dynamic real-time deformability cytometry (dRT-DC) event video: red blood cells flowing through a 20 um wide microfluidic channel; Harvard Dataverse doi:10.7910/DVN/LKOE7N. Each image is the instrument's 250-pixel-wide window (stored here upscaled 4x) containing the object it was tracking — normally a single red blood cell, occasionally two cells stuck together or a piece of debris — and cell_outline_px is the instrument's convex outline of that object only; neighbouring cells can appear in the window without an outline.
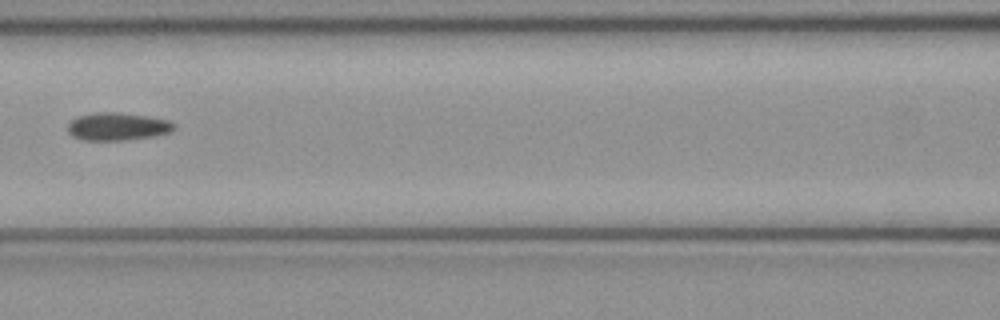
{"species": "common noctule bat (a hibernating species)", "species_latin": "Nyctalus noctula", "temperature_condition": "cold", "stored_images_in_passage": 3, "camera_frame_rate_fps": 3000, "um_per_image_px": 0.085, "animal": {"sex": "female", "body_mass_g": 21.9}, "frame": {"image": 1, "passage_image": 3, "time_ms": 0.667, "image_size_px": [1000, 320], "cell_outline_px": [[176, 128], [168, 132], [156, 136], [124, 140], [84, 140], [72, 136], [68, 132], [68, 124], [72, 120], [80, 116], [100, 112], [112, 112], [144, 116], [168, 120], [176, 124]], "centroid_in_image_um": [10.0, 10.77], "position_along_channel_um": 156.6, "area_um2": 16.94}}